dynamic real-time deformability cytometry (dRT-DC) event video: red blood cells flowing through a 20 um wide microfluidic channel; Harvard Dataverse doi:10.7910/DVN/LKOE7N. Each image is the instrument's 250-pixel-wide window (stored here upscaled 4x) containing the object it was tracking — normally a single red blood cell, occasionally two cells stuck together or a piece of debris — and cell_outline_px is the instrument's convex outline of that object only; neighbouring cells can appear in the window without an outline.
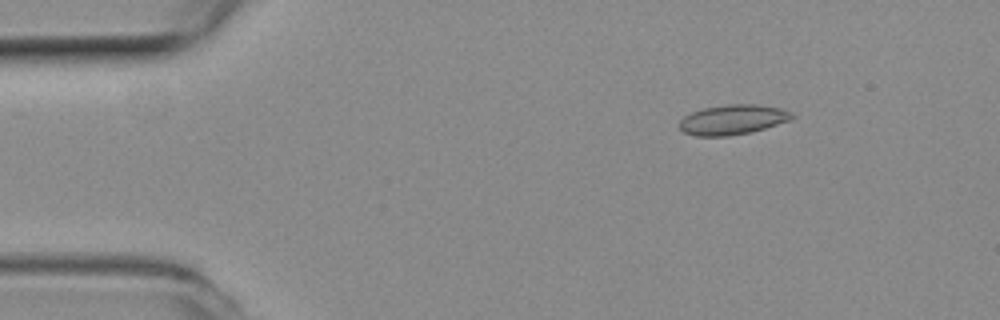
{"species": "common noctule bat (a hibernating species)", "species_latin": "Nyctalus noctula", "temperature_condition": "room temperature", "stored_images_in_passage": 47, "camera_frame_rate_fps": 3000, "um_per_image_px": 0.085, "animal": {"sex": "female", "body_mass_g": 19.3, "forearm_length_mm": 54.1}, "frame": {"image": 1, "passage_image": 2, "time_ms": 0.333, "image_size_px": [1000, 320], "cell_outline_px": [[796, 116], [788, 120], [752, 132], [728, 136], [696, 136], [684, 132], [680, 128], [680, 120], [684, 116], [692, 112], [704, 108], [728, 104], [756, 104], [780, 108], [792, 112]], "centroid_in_image_um": [62.28, 10.17], "position_along_channel_um": 22.7, "area_um2": 19.48}}
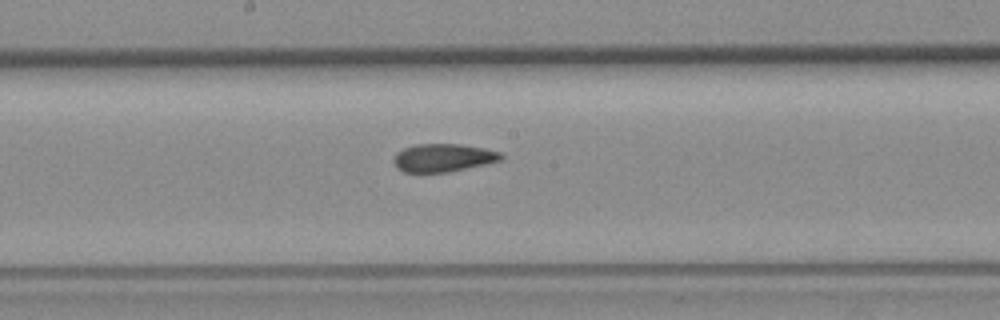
{"frame": {"image": 2, "passage_image": 22, "time_ms": 7.0, "image_size_px": [1000, 320], "cell_outline_px": [[504, 156], [500, 160], [484, 164], [448, 172], [404, 172], [396, 168], [392, 160], [396, 152], [404, 148], [416, 144], [460, 144], [484, 148], [500, 152]], "centroid_in_image_um": [37.62, 13.4], "position_along_channel_um": 210.6, "area_um2": 17.51}}
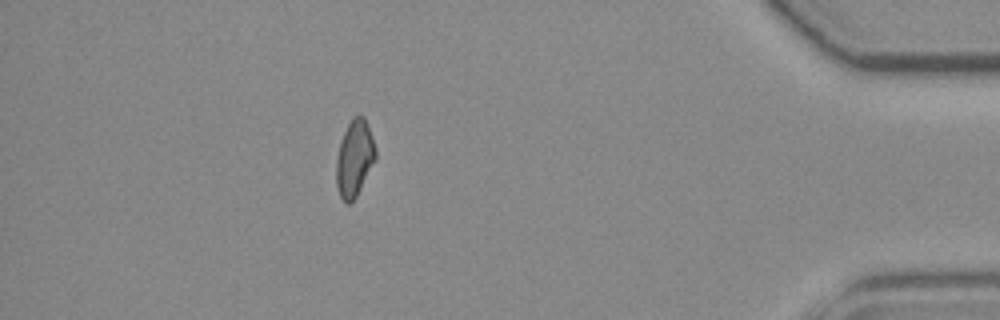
{"frame": {"image": 3, "passage_image": 41, "time_ms": 13.333, "image_size_px": [1000, 320], "cell_outline_px": [[376, 160], [356, 196], [348, 204], [340, 196], [336, 184], [336, 160], [340, 144], [344, 132], [352, 116], [364, 116], [372, 136], [376, 148]], "centroid_in_image_um": [30.14, 13.44], "position_along_channel_um": 405.1, "area_um2": 17.34}, "authors_computed_cell_mechanics": {"area_um2": 17.9758, "velocity_mm_per_s": 3.9066, "shape_relaxation_time_tau1_ms": null, "shape_relaxation_time_tau2_ms": 4.1224, "deformation_change_tau1": null, "deformation_change_tau2": 0.0943}}